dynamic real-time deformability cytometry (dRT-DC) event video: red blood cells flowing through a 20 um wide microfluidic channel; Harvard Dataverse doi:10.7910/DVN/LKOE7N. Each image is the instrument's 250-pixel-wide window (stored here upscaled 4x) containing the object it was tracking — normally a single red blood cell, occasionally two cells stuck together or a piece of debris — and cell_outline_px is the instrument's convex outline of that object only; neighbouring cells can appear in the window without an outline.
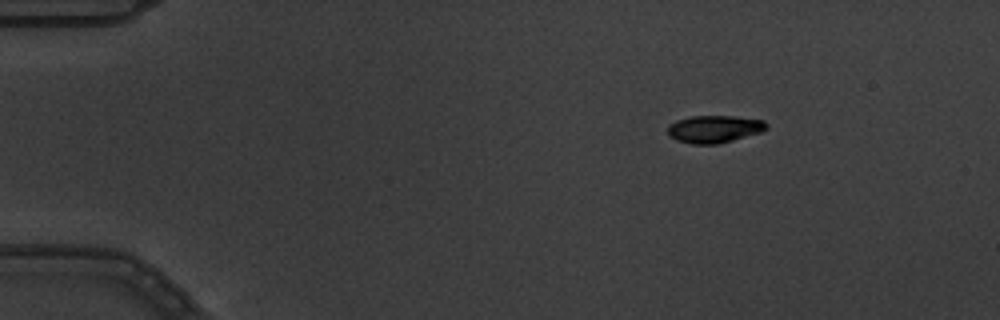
{"species": "common noctule bat (a hibernating species)", "species_latin": "Nyctalus noctula", "temperature_condition": "warm", "stored_images_in_passage": 5, "segment_of_instrument_passage": [2, 2], "camera_frame_rate_fps": 3000, "um_per_image_px": 0.085, "animal": {"sex": "male", "body_mass_g": 19.5, "forearm_length_mm": 54.6}, "frame": {"image": 1, "passage_image": 5, "time_ms": 1.333, "image_size_px": [1000, 320], "cell_outline_px": [[768, 128], [760, 132], [732, 140], [716, 144], [692, 144], [676, 140], [668, 136], [668, 124], [676, 120], [692, 116], [736, 116], [764, 120], [768, 124]], "centroid_in_image_um": [60.69, 10.96], "position_along_channel_um": 24.3, "area_um2": 15.84}}